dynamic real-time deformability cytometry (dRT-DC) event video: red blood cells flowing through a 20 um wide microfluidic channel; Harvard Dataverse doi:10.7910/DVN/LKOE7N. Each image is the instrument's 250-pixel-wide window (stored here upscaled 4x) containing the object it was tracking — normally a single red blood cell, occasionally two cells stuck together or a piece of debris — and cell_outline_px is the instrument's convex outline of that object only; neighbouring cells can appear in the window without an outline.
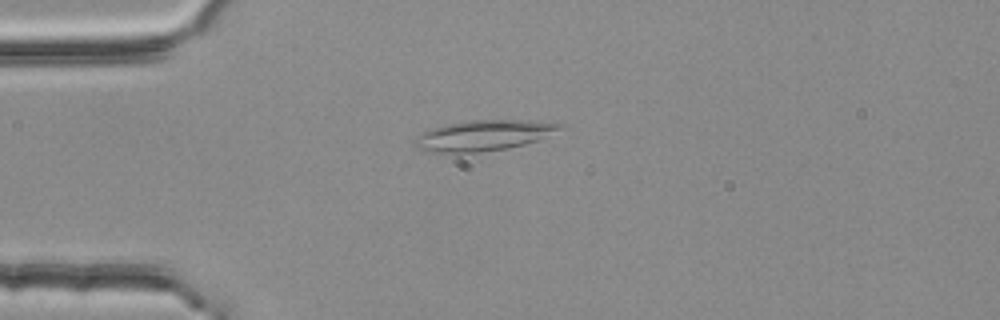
{"species": "common noctule bat (a hibernating species)", "species_latin": "Nyctalus noctula", "temperature_condition": "room temperature", "stored_images_in_passage": 42, "camera_frame_rate_fps": 3000, "um_per_image_px": 0.085, "animal": {"sex": "female", "body_mass_g": 25.1}, "frame": {"image": 1, "passage_image": 1, "time_ms": 0.0, "image_size_px": [1000, 320], "cell_outline_px": [[572, 128], [540, 140], [508, 148], [480, 152], [440, 152], [416, 148], [412, 144], [412, 140], [416, 136], [428, 128], [444, 124], [468, 120], [520, 120], [568, 124]], "centroid_in_image_um": [41.21, 11.49], "position_along_channel_um": 43.8, "area_um2": 26.59}}
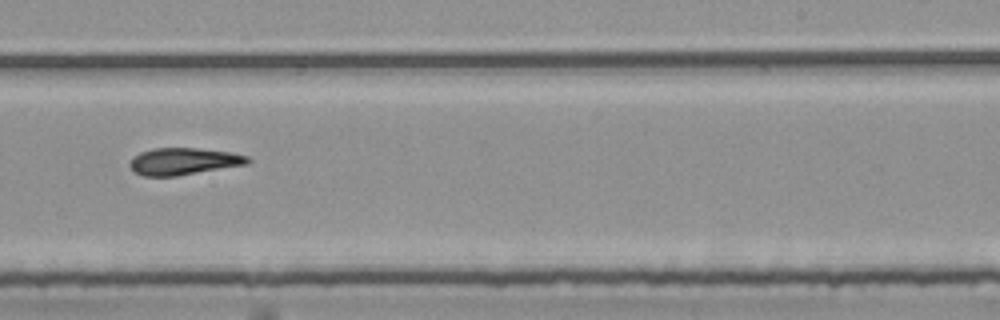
{"frame": {"image": 2, "passage_image": 21, "time_ms": 6.667, "image_size_px": [1000, 320], "cell_outline_px": [[252, 160], [248, 164], [176, 176], [144, 176], [136, 172], [128, 164], [128, 160], [132, 156], [140, 152], [152, 148], [196, 148], [232, 152], [248, 156]], "centroid_in_image_um": [15.6, 13.7], "position_along_channel_um": 273.4, "area_um2": 18.67}}
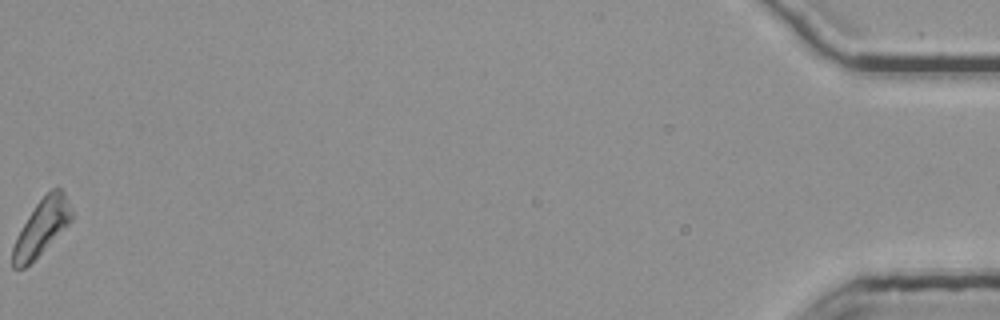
{"frame": {"image": 3, "passage_image": 42, "time_ms": 13.667, "image_size_px": [1000, 320], "cell_outline_px": [[72, 220], [24, 268], [12, 268], [12, 248], [16, 236], [28, 216], [36, 204], [52, 188], [60, 188], [64, 192], [72, 208]], "centroid_in_image_um": [3.52, 19.3], "position_along_channel_um": 431.7, "area_um2": 18.55}, "authors_computed_cell_mechanics": {"area_um2": 18.7272, "velocity_mm_per_s": 3.7502, "shape_relaxation_time_tau1_ms": 7.3836, "shape_relaxation_time_tau2_ms": null, "deformation_change_tau1": 0.1599, "deformation_change_tau2": null}}